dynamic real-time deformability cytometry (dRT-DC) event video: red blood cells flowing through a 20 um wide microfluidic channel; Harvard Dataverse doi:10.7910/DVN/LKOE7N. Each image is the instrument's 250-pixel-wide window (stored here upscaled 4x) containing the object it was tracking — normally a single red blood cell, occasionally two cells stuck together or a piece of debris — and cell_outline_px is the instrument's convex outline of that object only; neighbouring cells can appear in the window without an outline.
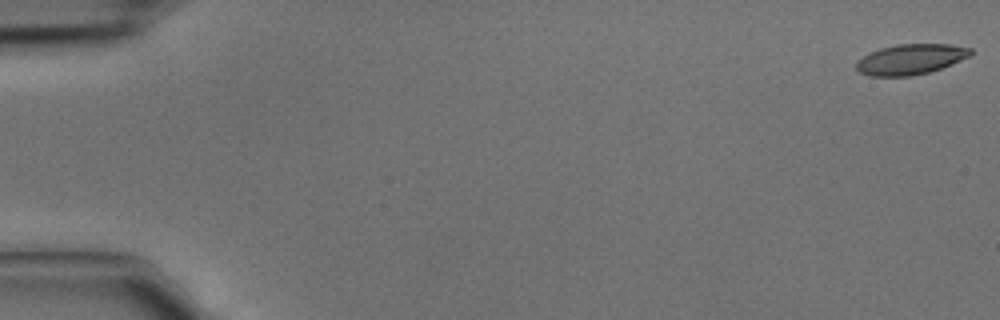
{"species": "common noctule bat (a hibernating species)", "species_latin": "Nyctalus noctula", "temperature_condition": "cold", "stored_images_in_passage": 6, "camera_frame_rate_fps": 3000, "um_per_image_px": 0.085, "animal": {"sex": "male", "body_mass_g": 15.6}, "frame": {"image": 1, "passage_image": 1, "time_ms": 0.0, "image_size_px": [1000, 320], "cell_outline_px": [[972, 52], [968, 56], [952, 64], [928, 72], [912, 76], [868, 76], [860, 72], [856, 68], [856, 60], [880, 48], [896, 44], [948, 44], [972, 48]], "centroid_in_image_um": [77.38, 5.04], "position_along_channel_um": 7.6, "area_um2": 20.11}}
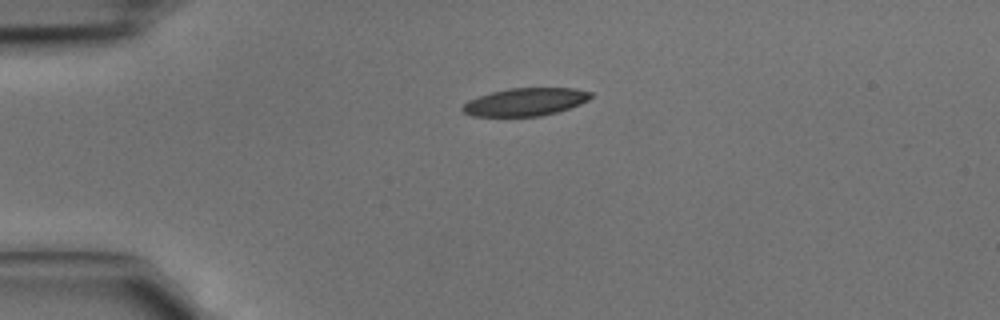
{"frame": {"image": 2, "passage_image": 4, "time_ms": 1.0, "image_size_px": [1000, 320], "cell_outline_px": [[592, 96], [588, 100], [580, 104], [556, 112], [540, 116], [472, 116], [464, 112], [460, 108], [468, 100], [492, 92], [508, 88], [576, 88], [592, 92]], "centroid_in_image_um": [44.66, 8.66], "position_along_channel_um": 40.3, "area_um2": 20.69}}
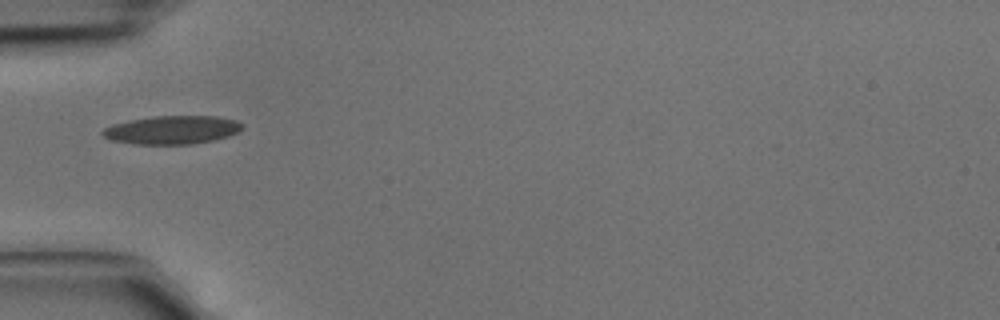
{"frame": {"image": 3, "passage_image": 5, "time_ms": 1.333, "image_size_px": [1000, 320], "cell_outline_px": [[244, 128], [240, 132], [228, 136], [212, 140], [192, 144], [136, 144], [112, 140], [104, 136], [100, 132], [104, 128], [112, 124], [128, 120], [156, 116], [216, 116], [236, 120], [244, 124]], "centroid_in_image_um": [14.66, 11.03], "position_along_channel_um": 70.3, "area_um2": 23.18}}